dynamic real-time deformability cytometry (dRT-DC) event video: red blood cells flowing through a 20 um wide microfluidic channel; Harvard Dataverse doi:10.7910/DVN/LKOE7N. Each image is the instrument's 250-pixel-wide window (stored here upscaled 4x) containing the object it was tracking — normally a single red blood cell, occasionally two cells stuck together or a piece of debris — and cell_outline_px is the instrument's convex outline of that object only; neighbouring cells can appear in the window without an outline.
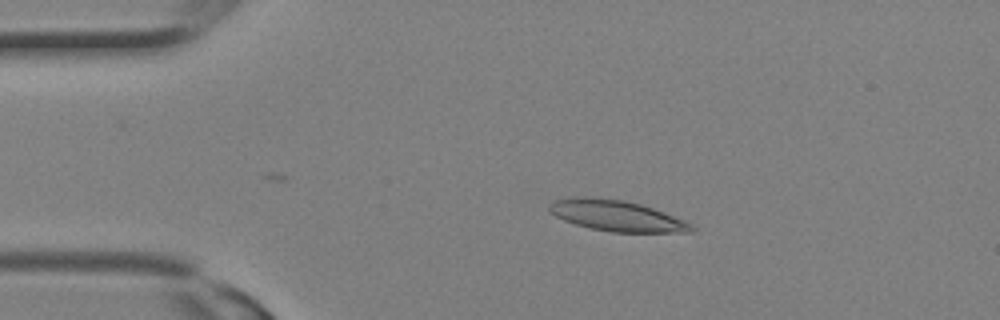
{"species": "Egyptian fruit bat (a non-hibernating species)", "species_latin": "Rousettus aegyptiacus", "temperature_condition": "room temperature", "stored_images_in_passage": 9, "camera_frame_rate_fps": 3000, "um_per_image_px": 0.085, "animal": {"sex": "female"}, "frame": {"image": 1, "passage_image": 6, "time_ms": 1.667, "image_size_px": [1000, 320], "cell_outline_px": [[696, 228], [692, 232], [612, 232], [588, 228], [564, 220], [556, 216], [548, 208], [548, 204], [552, 200], [576, 196], [596, 196], [624, 200], [640, 204], [652, 208], [684, 220], [692, 224]], "centroid_in_image_um": [52.38, 18.32], "position_along_channel_um": 32.6, "area_um2": 25.72}}